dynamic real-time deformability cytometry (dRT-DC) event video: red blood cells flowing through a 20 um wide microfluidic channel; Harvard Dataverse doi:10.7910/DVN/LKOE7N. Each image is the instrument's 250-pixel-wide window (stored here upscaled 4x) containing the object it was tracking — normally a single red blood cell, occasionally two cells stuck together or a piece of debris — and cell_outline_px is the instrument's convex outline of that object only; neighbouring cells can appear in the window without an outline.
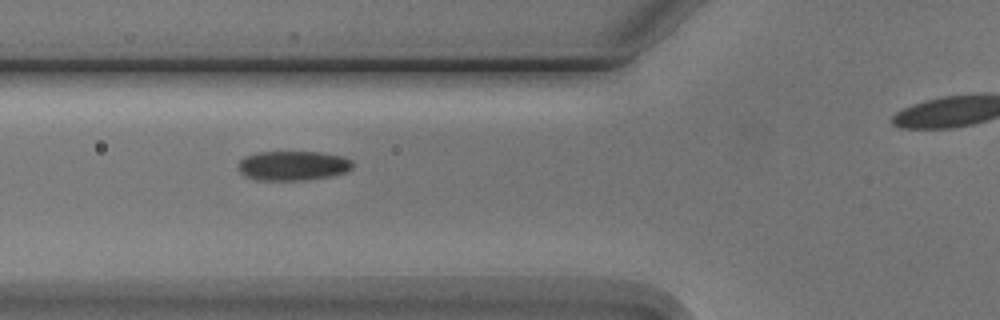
{"species": "Egyptian fruit bat (a non-hibernating species)", "species_latin": "Rousettus aegyptiacus", "temperature_condition": "cold", "stored_images_in_passage": 8, "camera_frame_rate_fps": 3000, "um_per_image_px": 0.085, "animal": {"sex": "male"}, "frame": {"image": 1, "passage_image": 5, "time_ms": 5.333, "image_size_px": [1000, 320], "cell_outline_px": [[352, 168], [344, 172], [328, 176], [300, 180], [256, 180], [244, 176], [240, 172], [240, 160], [244, 156], [256, 152], [320, 152], [344, 156], [352, 160]], "centroid_in_image_um": [24.88, 14.07], "position_along_channel_um": 100.9, "area_um2": 19.59}}
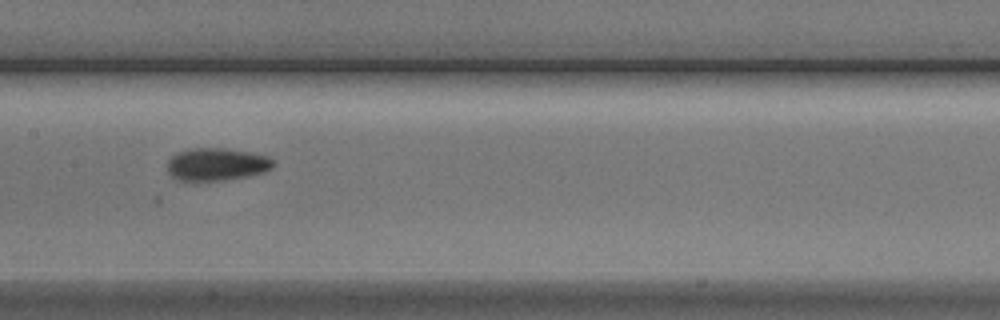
{"frame": {"image": 2, "passage_image": 7, "time_ms": 7.667, "image_size_px": [1000, 320], "cell_outline_px": [[276, 164], [272, 168], [264, 172], [248, 176], [224, 180], [176, 180], [168, 172], [168, 160], [176, 152], [192, 148], [224, 148], [248, 152], [268, 156]], "centroid_in_image_um": [18.42, 13.96], "position_along_channel_um": 189.0, "area_um2": 20.11}}
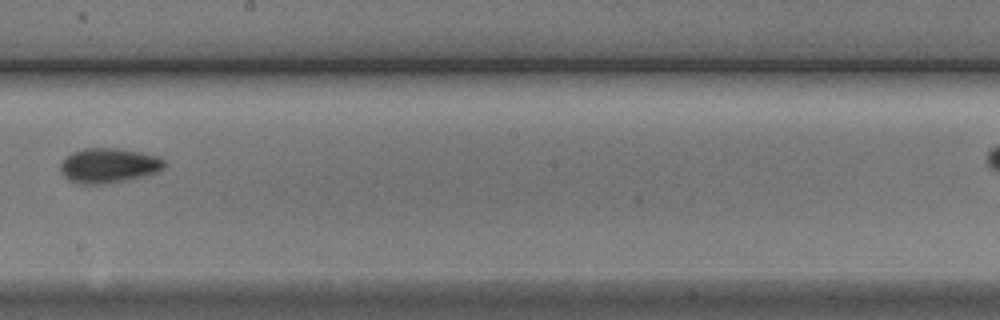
{"frame": {"image": 3, "passage_image": 8, "time_ms": 9.0, "image_size_px": [1000, 320], "cell_outline_px": [[168, 164], [164, 168], [156, 172], [144, 176], [104, 184], [80, 184], [68, 180], [60, 172], [60, 164], [72, 152], [84, 148], [120, 148], [156, 156], [164, 160]], "centroid_in_image_um": [9.23, 14.07], "position_along_channel_um": 239.0, "area_um2": 21.04}}